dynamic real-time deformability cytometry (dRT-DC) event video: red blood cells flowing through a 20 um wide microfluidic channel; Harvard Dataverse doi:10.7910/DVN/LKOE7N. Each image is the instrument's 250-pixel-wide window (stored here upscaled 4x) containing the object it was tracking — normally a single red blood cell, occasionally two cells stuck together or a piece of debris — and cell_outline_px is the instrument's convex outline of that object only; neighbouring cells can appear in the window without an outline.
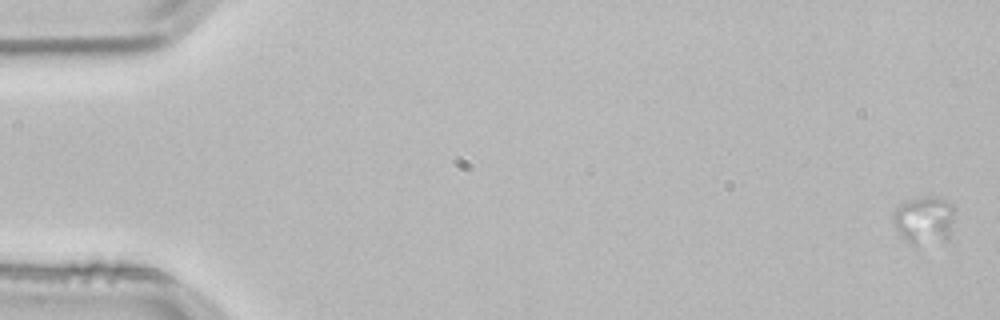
{"species": "common noctule bat (a hibernating species)", "species_latin": "Nyctalus noctula", "temperature_condition": "room temperature", "stored_images_in_passage": 3, "camera_frame_rate_fps": 3000, "um_per_image_px": 0.085, "animal": {"sex": "male", "body_mass_g": 21.5, "forearm_length_mm": 52.0}, "frame": {"image": 1, "passage_image": 1, "time_ms": 0.0, "image_size_px": [1000, 320], "cell_outline_px": [[956, 212], [948, 240], [916, 248], [912, 248], [904, 240], [896, 228], [892, 220], [892, 212], [896, 204], [904, 200], [920, 196], [936, 196], [952, 204], [956, 208]], "centroid_in_image_um": [78.54, 18.72], "position_along_channel_um": 6.5, "area_um2": 18.44}}
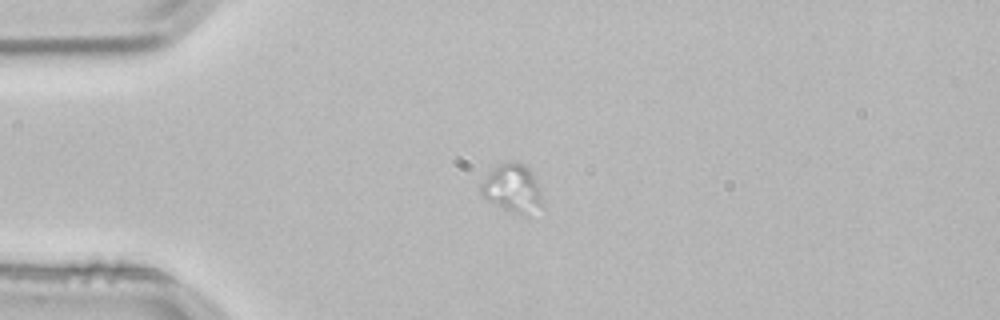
{"frame": {"image": 2, "passage_image": 3, "time_ms": 0.667, "image_size_px": [1000, 320], "cell_outline_px": [[544, 208], [520, 212], [504, 208], [480, 196], [480, 184], [500, 164], [520, 164], [528, 168], [532, 172], [540, 192]], "centroid_in_image_um": [43.55, 16.02], "position_along_channel_um": 41.4, "area_um2": 16.07}}